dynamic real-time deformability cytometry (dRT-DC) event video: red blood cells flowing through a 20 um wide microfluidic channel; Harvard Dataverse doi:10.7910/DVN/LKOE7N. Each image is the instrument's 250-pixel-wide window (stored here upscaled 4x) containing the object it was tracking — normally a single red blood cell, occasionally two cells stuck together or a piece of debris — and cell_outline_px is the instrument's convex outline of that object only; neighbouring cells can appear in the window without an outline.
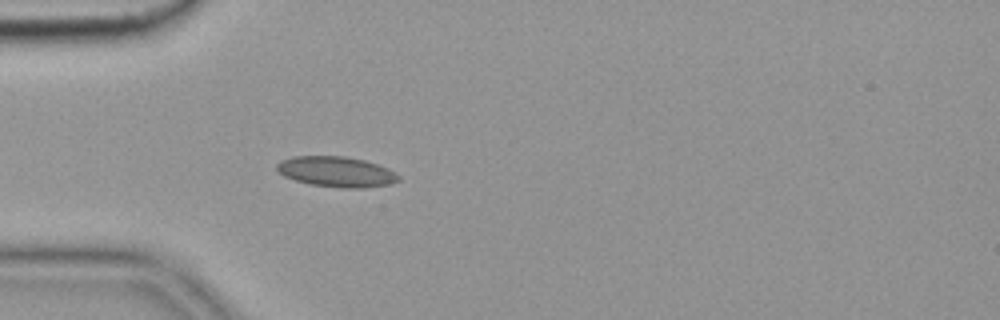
{"species": "common noctule bat (a hibernating species)", "species_latin": "Nyctalus noctula", "temperature_condition": "cold", "stored_images_in_passage": 4, "camera_frame_rate_fps": 3000, "um_per_image_px": 0.085, "animal": {"sex": "female", "body_mass_g": 19.9}, "frame": {"image": 1, "passage_image": 4, "time_ms": 1.0, "image_size_px": [1000, 320], "cell_outline_px": [[400, 180], [388, 184], [364, 188], [344, 188], [312, 184], [296, 180], [284, 176], [276, 168], [276, 164], [280, 160], [292, 156], [344, 156], [364, 160], [388, 168], [400, 176]], "centroid_in_image_um": [28.59, 14.59], "position_along_channel_um": 56.4, "area_um2": 21.44}}